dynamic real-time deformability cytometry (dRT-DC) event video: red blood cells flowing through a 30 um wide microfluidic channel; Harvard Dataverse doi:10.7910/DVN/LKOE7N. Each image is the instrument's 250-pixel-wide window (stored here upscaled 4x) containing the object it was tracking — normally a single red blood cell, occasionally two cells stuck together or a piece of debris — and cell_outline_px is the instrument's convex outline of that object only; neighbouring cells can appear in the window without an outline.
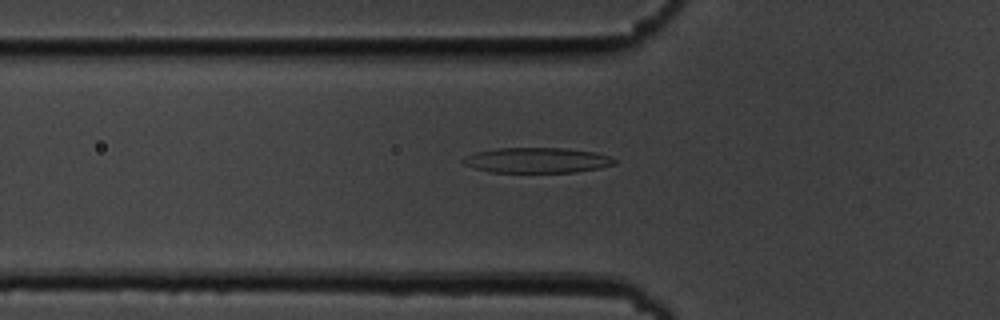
{"species": "common noctule bat (a hibernating species)", "species_latin": "Nyctalus noctula", "temperature_condition": "cold", "stored_images_in_passage": 55, "camera_frame_rate_fps": 3000, "um_per_image_px": 0.085, "animal": {"sex": "male", "body_mass_g": 19.5, "forearm_length_mm": 54.6}, "frame": {"image": 1, "passage_image": 19, "time_ms": 6.0, "image_size_px": [1000, 320], "cell_outline_px": [[616, 164], [600, 168], [576, 172], [488, 172], [464, 164], [460, 160], [476, 152], [496, 148], [564, 148], [596, 152], [608, 156], [616, 160]], "centroid_in_image_um": [45.67, 13.62], "position_along_channel_um": 80.1, "area_um2": 22.25}}
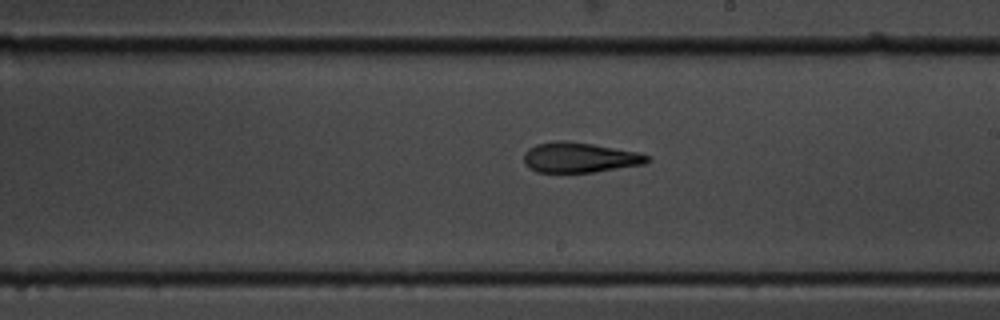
{"frame": {"image": 2, "passage_image": 32, "time_ms": 10.333, "image_size_px": [1000, 320], "cell_outline_px": [[652, 160], [644, 164], [592, 172], [536, 172], [528, 168], [524, 164], [524, 152], [528, 148], [536, 144], [556, 140], [564, 140], [592, 144], [636, 152], [648, 156]], "centroid_in_image_um": [49.21, 13.38], "position_along_channel_um": 239.8, "area_um2": 21.62}}
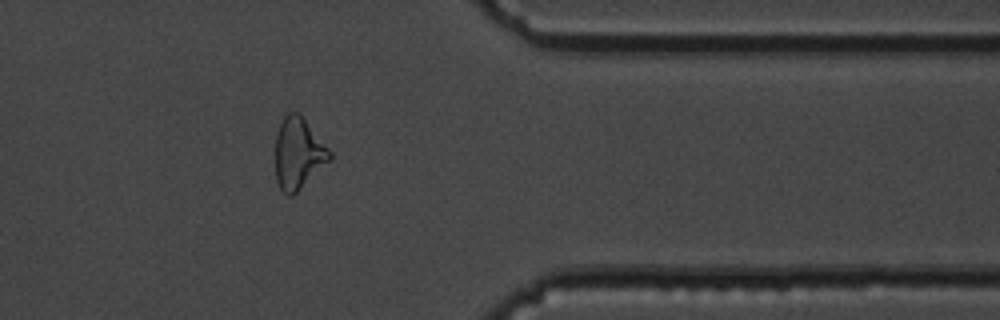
{"frame": {"image": 3, "passage_image": 45, "time_ms": 14.667, "image_size_px": [1000, 320], "cell_outline_px": [[332, 160], [292, 196], [288, 196], [280, 188], [276, 180], [276, 136], [280, 124], [284, 116], [288, 112], [300, 112], [332, 152]], "centroid_in_image_um": [25.38, 13.03], "position_along_channel_um": 386.0, "area_um2": 22.77}, "authors_computed_cell_mechanics": {"area_um2": 22.253, "velocity_mm_per_s": 3.6729, "shape_relaxation_time_tau1_ms": 5.9327, "shape_relaxation_time_tau2_ms": 2.3883, "deformation_change_tau1": 0.1988, "deformation_change_tau2": 0.1343}}